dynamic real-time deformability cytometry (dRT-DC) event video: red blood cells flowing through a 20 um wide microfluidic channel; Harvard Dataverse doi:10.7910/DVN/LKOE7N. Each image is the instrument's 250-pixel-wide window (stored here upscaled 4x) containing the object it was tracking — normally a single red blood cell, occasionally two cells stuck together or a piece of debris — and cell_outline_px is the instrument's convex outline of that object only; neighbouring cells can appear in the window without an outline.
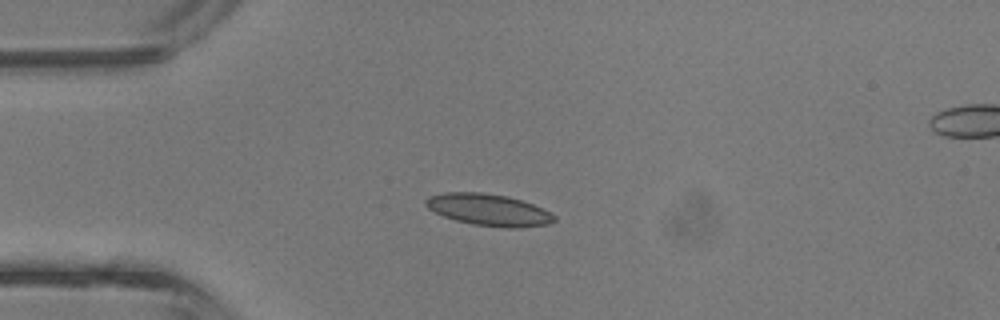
{"species": "common noctule bat (a hibernating species)", "species_latin": "Nyctalus noctula", "temperature_condition": "room temperature", "stored_images_in_passage": 20, "camera_frame_rate_fps": 3000, "um_per_image_px": 0.085, "animal": {"sex": "male", "body_mass_g": 13.3}, "frame": {"image": 1, "passage_image": 1, "time_ms": 0.0, "image_size_px": [1000, 320], "cell_outline_px": [[556, 220], [548, 224], [516, 228], [508, 228], [472, 224], [456, 220], [444, 216], [428, 208], [424, 204], [424, 200], [428, 196], [444, 192], [480, 192], [508, 196], [532, 204], [556, 216]], "centroid_in_image_um": [41.5, 17.83], "position_along_channel_um": 43.5, "area_um2": 23.64}}
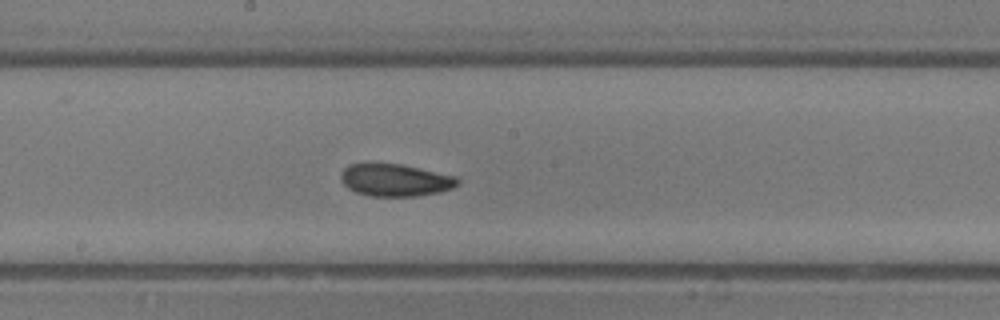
{"frame": {"image": 2, "passage_image": 13, "time_ms": 4.0, "image_size_px": [1000, 320], "cell_outline_px": [[460, 184], [452, 188], [440, 192], [420, 196], [368, 196], [356, 192], [348, 188], [340, 180], [340, 176], [344, 168], [348, 164], [400, 164], [456, 176], [460, 180]], "centroid_in_image_um": [33.61, 15.32], "position_along_channel_um": 214.6, "area_um2": 22.02}}
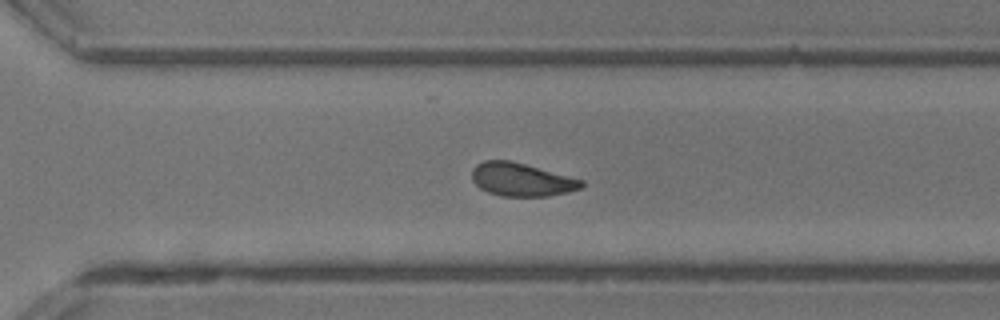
{"frame": {"image": 3, "passage_image": 20, "time_ms": 6.333, "image_size_px": [1000, 320], "cell_outline_px": [[584, 184], [580, 188], [568, 192], [548, 196], [500, 196], [488, 192], [480, 188], [472, 180], [472, 168], [476, 164], [484, 160], [512, 160], [584, 180]], "centroid_in_image_um": [44.31, 15.25], "position_along_channel_um": 326.3, "area_um2": 21.33}}